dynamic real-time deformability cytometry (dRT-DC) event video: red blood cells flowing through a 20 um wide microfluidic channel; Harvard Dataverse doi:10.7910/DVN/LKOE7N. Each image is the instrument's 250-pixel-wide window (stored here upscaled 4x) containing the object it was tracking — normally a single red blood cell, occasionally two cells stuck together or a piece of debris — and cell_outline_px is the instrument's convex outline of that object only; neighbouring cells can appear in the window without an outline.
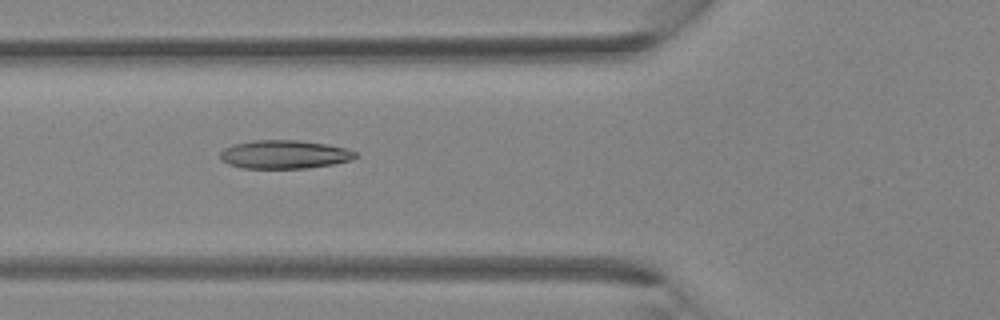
{"species": "Egyptian fruit bat (a non-hibernating species)", "species_latin": "Rousettus aegyptiacus", "temperature_condition": "room temperature", "stored_images_in_passage": 38, "camera_frame_rate_fps": 3000, "um_per_image_px": 0.085, "animal": {"sex": "female"}, "frame": {"image": 1, "passage_image": 14, "time_ms": 4.333, "image_size_px": [1000, 320], "cell_outline_px": [[360, 156], [348, 160], [332, 164], [308, 168], [244, 168], [228, 164], [220, 160], [220, 152], [224, 148], [236, 144], [256, 140], [300, 140], [324, 144], [344, 148], [356, 152]], "centroid_in_image_um": [24.15, 13.13], "position_along_channel_um": 101.6, "area_um2": 22.25}}
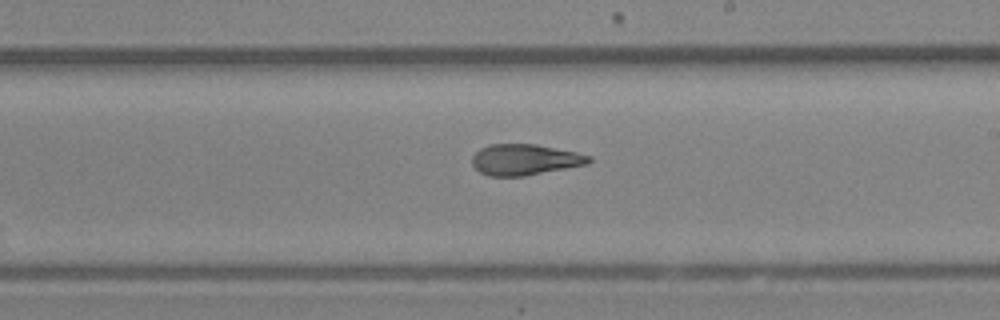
{"frame": {"image": 2, "passage_image": 22, "time_ms": 7.0, "image_size_px": [1000, 320], "cell_outline_px": [[592, 160], [588, 164], [524, 176], [488, 176], [480, 172], [472, 164], [472, 156], [480, 148], [488, 144], [536, 144], [576, 152], [592, 156]], "centroid_in_image_um": [44.61, 13.56], "position_along_channel_um": 244.4, "area_um2": 21.1}}
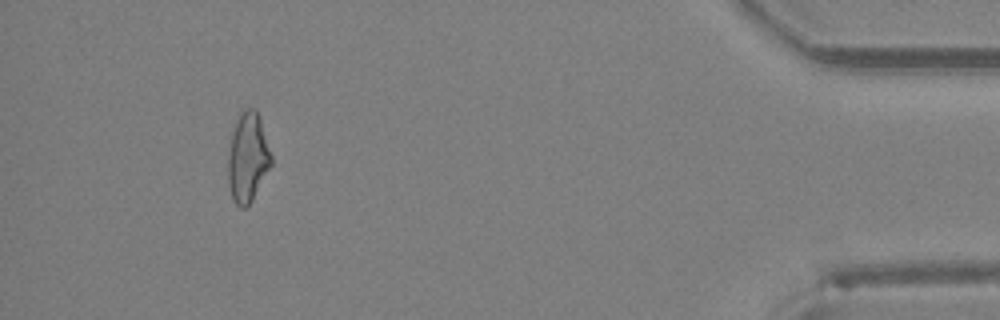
{"frame": {"image": 3, "passage_image": 35, "time_ms": 11.333, "image_size_px": [1000, 320], "cell_outline_px": [[272, 164], [252, 200], [244, 208], [240, 208], [232, 200], [228, 184], [228, 152], [232, 132], [236, 120], [240, 112], [244, 108], [256, 108], [272, 156]], "centroid_in_image_um": [21.04, 13.39], "position_along_channel_um": 414.2, "area_um2": 22.54}}